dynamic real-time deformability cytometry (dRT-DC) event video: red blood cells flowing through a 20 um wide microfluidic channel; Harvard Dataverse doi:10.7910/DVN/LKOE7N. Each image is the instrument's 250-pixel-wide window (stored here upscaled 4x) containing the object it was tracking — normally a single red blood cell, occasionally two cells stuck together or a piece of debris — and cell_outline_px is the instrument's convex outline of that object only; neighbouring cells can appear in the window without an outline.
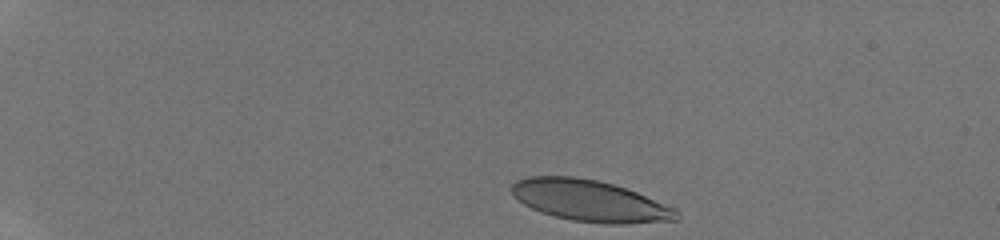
{"species": "human", "species_latin": "Homo sapiens", "temperature_condition": "room temperature", "stored_images_in_passage": 29, "camera_frame_rate_fps": 3000, "um_per_image_px": 0.085, "donor": {"sex": "male"}, "frame": {"image": 1, "passage_image": 1, "time_ms": 0.0, "image_size_px": [1000, 240], "cell_outline_px": [[680, 220], [628, 224], [604, 224], [572, 220], [540, 212], [524, 204], [512, 196], [512, 184], [516, 180], [528, 176], [576, 176], [596, 180], [612, 184], [636, 192], [676, 208], [680, 212]], "centroid_in_image_um": [50.17, 17.07], "position_along_channel_um": 34.8, "area_um2": 39.94}}
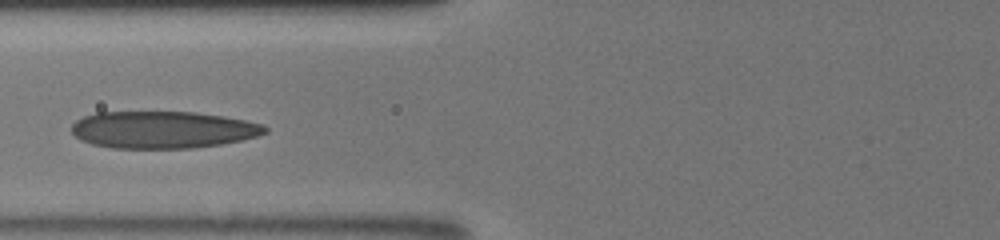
{"frame": {"image": 2, "passage_image": 20, "time_ms": 4.333, "image_size_px": [1000, 240], "cell_outline_px": [[268, 132], [256, 136], [240, 140], [220, 144], [192, 148], [112, 148], [92, 144], [80, 140], [72, 132], [72, 124], [76, 120], [84, 116], [96, 112], [196, 112], [224, 116], [264, 124], [268, 128]], "centroid_in_image_um": [13.83, 11.02], "position_along_channel_um": 112.0, "area_um2": 41.91}}
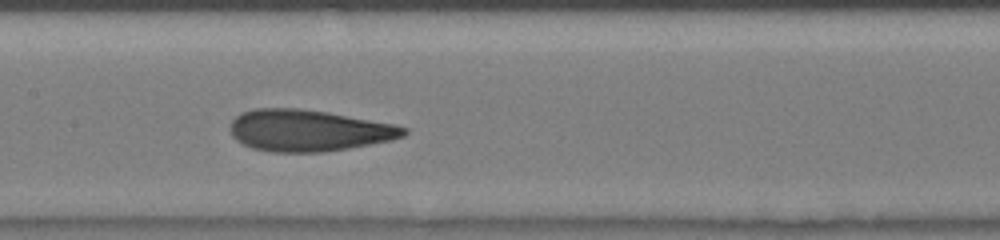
{"frame": {"image": 3, "passage_image": 28, "time_ms": 6.0, "image_size_px": [1000, 240], "cell_outline_px": [[408, 132], [404, 136], [392, 140], [348, 148], [324, 152], [272, 152], [252, 148], [236, 140], [232, 136], [232, 120], [240, 112], [256, 108], [300, 108], [328, 112], [396, 124], [408, 128]], "centroid_in_image_um": [26.25, 11.08], "position_along_channel_um": 181.1, "area_um2": 42.14}}